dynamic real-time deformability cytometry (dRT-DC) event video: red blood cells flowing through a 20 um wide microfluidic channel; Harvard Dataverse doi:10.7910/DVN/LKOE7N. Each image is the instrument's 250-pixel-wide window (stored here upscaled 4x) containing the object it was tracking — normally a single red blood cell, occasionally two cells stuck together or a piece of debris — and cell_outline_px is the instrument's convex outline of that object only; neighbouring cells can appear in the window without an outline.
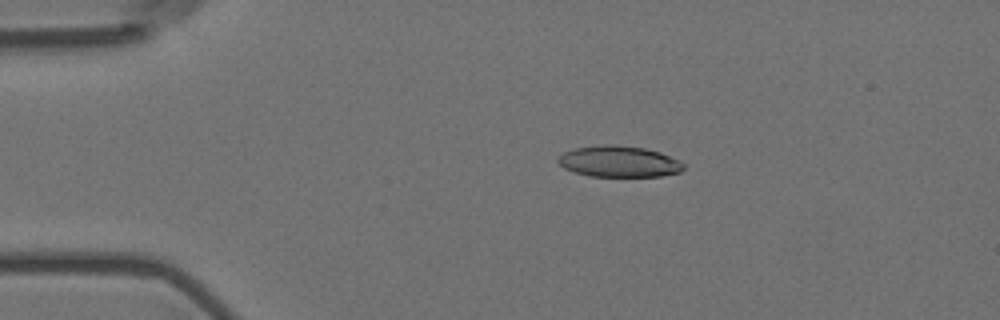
{"species": "Egyptian fruit bat (a non-hibernating species)", "species_latin": "Rousettus aegyptiacus", "temperature_condition": "room temperature", "stored_images_in_passage": 54, "camera_frame_rate_fps": 3000, "um_per_image_px": 0.085, "animal": {"sex": "female"}, "frame": {"image": 1, "passage_image": 9, "time_ms": 2.667, "image_size_px": [1000, 320], "cell_outline_px": [[684, 168], [680, 172], [660, 176], [588, 176], [564, 168], [556, 160], [556, 156], [564, 152], [576, 148], [604, 144], [616, 144], [644, 148], [660, 152], [680, 160], [684, 164]], "centroid_in_image_um": [52.61, 13.72], "position_along_channel_um": 32.4, "area_um2": 22.89}}
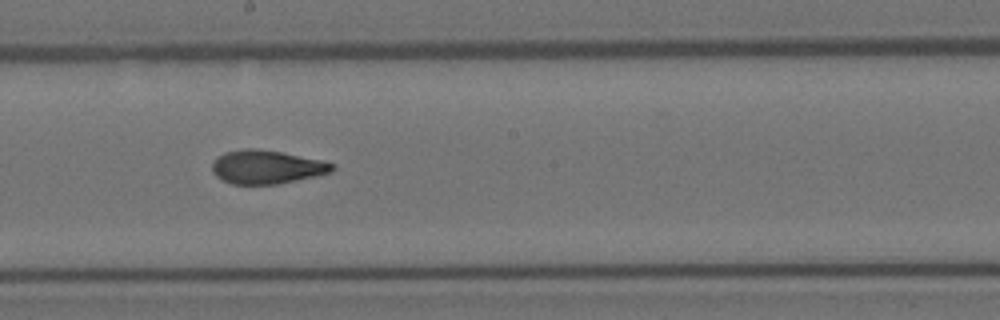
{"frame": {"image": 2, "passage_image": 29, "time_ms": 9.333, "image_size_px": [1000, 320], "cell_outline_px": [[336, 168], [332, 172], [316, 176], [276, 184], [232, 184], [216, 176], [212, 172], [212, 164], [216, 156], [224, 152], [244, 148], [256, 148], [280, 152], [324, 160], [336, 164]], "centroid_in_image_um": [22.68, 14.18], "position_along_channel_um": 225.5, "area_um2": 23.7}}
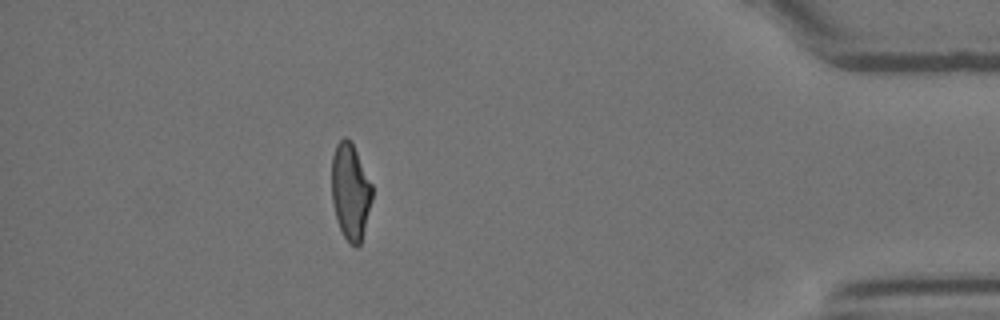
{"frame": {"image": 3, "passage_image": 48, "time_ms": 15.667, "image_size_px": [1000, 320], "cell_outline_px": [[372, 200], [360, 244], [356, 248], [348, 244], [336, 220], [332, 204], [332, 156], [336, 144], [344, 136], [352, 144], [372, 184]], "centroid_in_image_um": [29.77, 16.33], "position_along_channel_um": 405.4, "area_um2": 22.6}, "authors_computed_cell_mechanics": {"area_um2": 23.6402, "velocity_mm_per_s": 3.591, "shape_relaxation_time_tau1_ms": 7.7013, "shape_relaxation_time_tau2_ms": 1.9663, "deformation_change_tau1": 0.2241, "deformation_change_tau2": 0.0925}}